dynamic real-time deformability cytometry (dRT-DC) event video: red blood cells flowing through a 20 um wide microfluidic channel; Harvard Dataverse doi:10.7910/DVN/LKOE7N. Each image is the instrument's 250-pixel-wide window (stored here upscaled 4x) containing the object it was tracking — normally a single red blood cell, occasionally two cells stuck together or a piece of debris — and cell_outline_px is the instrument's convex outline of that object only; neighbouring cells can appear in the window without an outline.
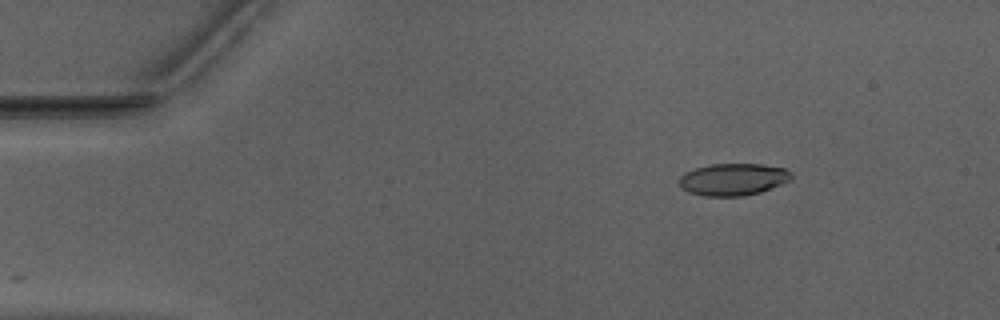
{"species": "Egyptian fruit bat (a non-hibernating species)", "species_latin": "Rousettus aegyptiacus", "temperature_condition": "warm", "stored_images_in_passage": 10, "camera_frame_rate_fps": 3000, "um_per_image_px": 0.085, "animal": {"sex": "male"}, "frame": {"image": 1, "passage_image": 1, "time_ms": 0.0, "image_size_px": [1000, 320], "cell_outline_px": [[792, 180], [760, 192], [744, 196], [704, 196], [688, 192], [680, 188], [680, 176], [684, 172], [696, 168], [712, 164], [764, 164], [784, 168], [792, 176]], "centroid_in_image_um": [62.3, 15.25], "position_along_channel_um": 22.7, "area_um2": 20.98}}
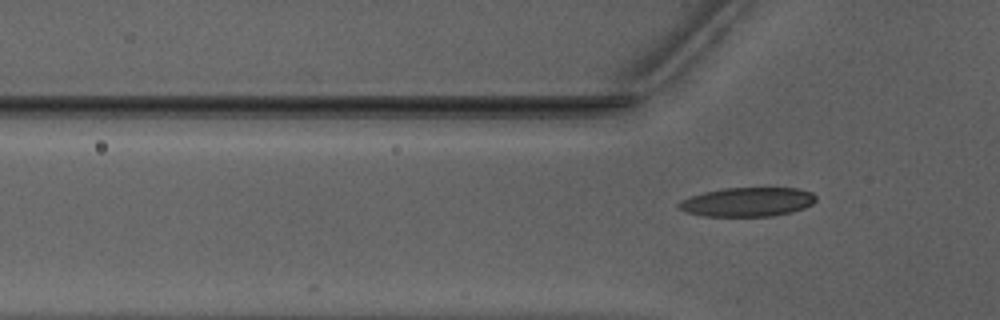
{"frame": {"image": 2, "passage_image": 10, "time_ms": 3.0, "image_size_px": [1000, 320], "cell_outline_px": [[816, 200], [812, 204], [804, 208], [792, 212], [772, 216], [704, 216], [684, 212], [680, 208], [680, 200], [704, 192], [724, 188], [796, 188], [812, 192], [816, 196]], "centroid_in_image_um": [63.56, 17.17], "position_along_channel_um": 62.2, "area_um2": 23.18}}